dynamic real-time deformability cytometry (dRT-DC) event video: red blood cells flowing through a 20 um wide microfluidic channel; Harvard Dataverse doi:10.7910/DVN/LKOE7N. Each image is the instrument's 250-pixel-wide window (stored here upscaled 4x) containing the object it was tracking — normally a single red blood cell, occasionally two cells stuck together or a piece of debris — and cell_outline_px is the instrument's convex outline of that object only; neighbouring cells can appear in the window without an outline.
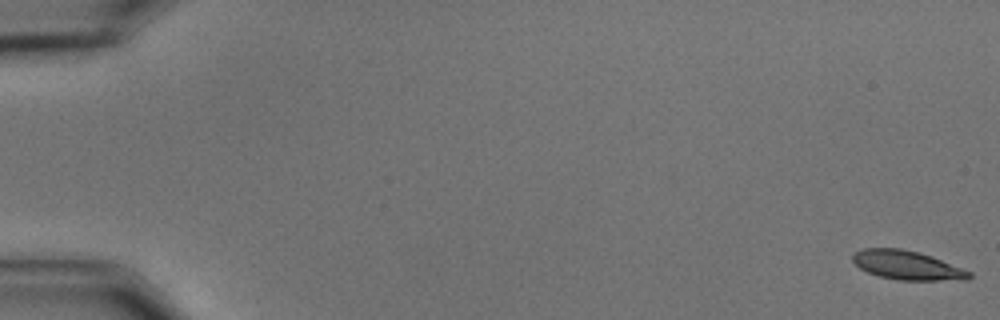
{"species": "common noctule bat (a hibernating species)", "species_latin": "Nyctalus noctula", "temperature_condition": "cold", "stored_images_in_passage": 58, "camera_frame_rate_fps": 3000, "um_per_image_px": 0.085, "animal": {"sex": "male", "body_mass_g": 15.6}, "frame": {"image": 1, "passage_image": 1, "time_ms": 0.0, "image_size_px": [1000, 320], "cell_outline_px": [[972, 276], [968, 280], [900, 280], [880, 276], [868, 272], [860, 268], [852, 260], [852, 256], [856, 252], [864, 248], [900, 248], [920, 252], [932, 256], [972, 272]], "centroid_in_image_um": [77.14, 22.54], "position_along_channel_um": 7.9, "area_um2": 19.65}}
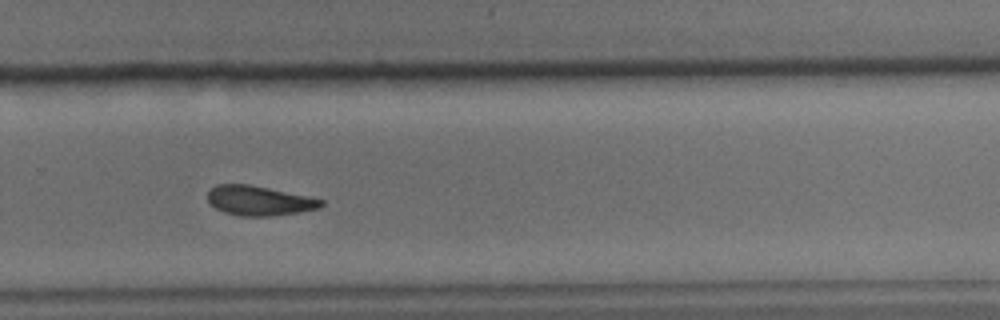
{"frame": {"image": 2, "passage_image": 40, "time_ms": 13.0, "image_size_px": [1000, 320], "cell_outline_px": [[324, 204], [320, 208], [300, 212], [272, 216], [240, 216], [224, 212], [216, 208], [208, 200], [208, 192], [216, 184], [248, 184], [268, 188], [324, 200]], "centroid_in_image_um": [22.03, 17.06], "position_along_channel_um": 307.8, "area_um2": 19.42}}
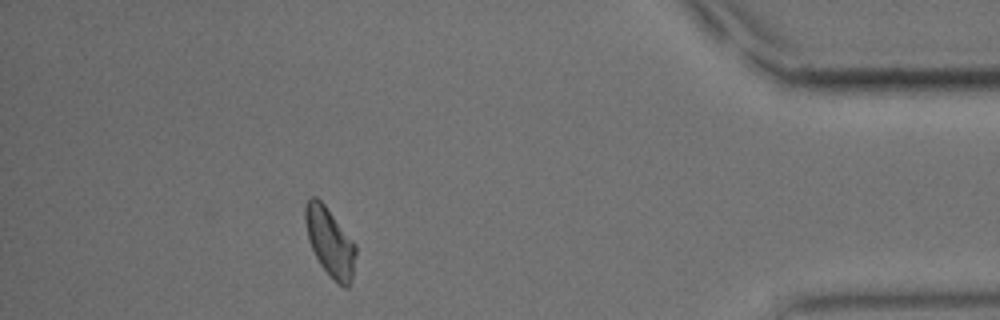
{"frame": {"image": 3, "passage_image": 52, "time_ms": 17.0, "image_size_px": [1000, 320], "cell_outline_px": [[356, 252], [352, 276], [348, 288], [344, 288], [336, 284], [320, 264], [308, 240], [304, 220], [304, 204], [312, 196], [316, 196], [324, 204], [356, 244]], "centroid_in_image_um": [28.03, 20.58], "position_along_channel_um": 407.2, "area_um2": 20.23}, "authors_computed_cell_mechanics": {"area_um2": 20.2011, "velocity_mm_per_s": 3.5427, "shape_relaxation_time_tau1_ms": 9.2791, "shape_relaxation_time_tau2_ms": null, "deformation_change_tau1": 0.1819, "deformation_change_tau2": null}}